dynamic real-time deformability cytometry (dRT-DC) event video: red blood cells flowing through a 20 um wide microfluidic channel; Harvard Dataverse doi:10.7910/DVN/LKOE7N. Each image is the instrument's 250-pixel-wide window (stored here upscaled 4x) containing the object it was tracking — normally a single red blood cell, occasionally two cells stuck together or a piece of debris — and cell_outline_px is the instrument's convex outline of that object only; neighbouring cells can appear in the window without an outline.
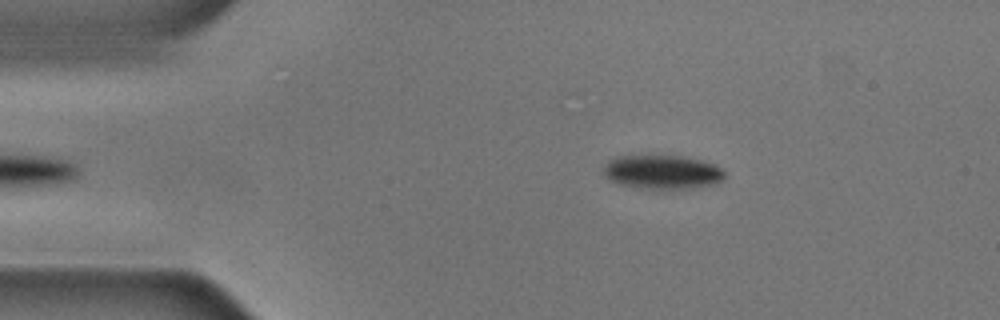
{"species": "common noctule bat (a hibernating species)", "species_latin": "Nyctalus noctula", "temperature_condition": "cold", "stored_images_in_passage": 40, "camera_frame_rate_fps": 3000, "um_per_image_px": 0.085, "animal": {"sex": "male", "body_mass_g": 17.9, "forearm_length_mm": 54.2}, "frame": {"image": 1, "passage_image": 2, "time_ms": 0.333, "image_size_px": [1000, 320], "cell_outline_px": [[724, 176], [716, 184], [692, 188], [640, 188], [616, 184], [604, 176], [600, 172], [604, 164], [616, 156], [684, 156], [700, 160], [712, 164], [720, 168], [724, 172]], "centroid_in_image_um": [56.21, 14.62], "position_along_channel_um": 28.8, "area_um2": 23.99}}
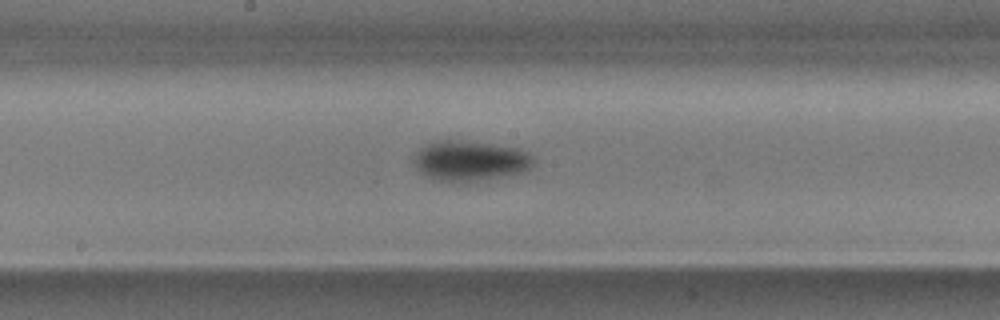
{"frame": {"image": 2, "passage_image": 21, "time_ms": 6.667, "image_size_px": [1000, 320], "cell_outline_px": [[536, 164], [528, 172], [476, 184], [456, 184], [432, 180], [424, 176], [416, 168], [412, 160], [412, 156], [424, 144], [436, 140], [456, 140], [492, 144], [520, 148], [528, 152], [536, 160]], "centroid_in_image_um": [39.99, 13.74], "position_along_channel_um": 208.2, "area_um2": 30.0}}
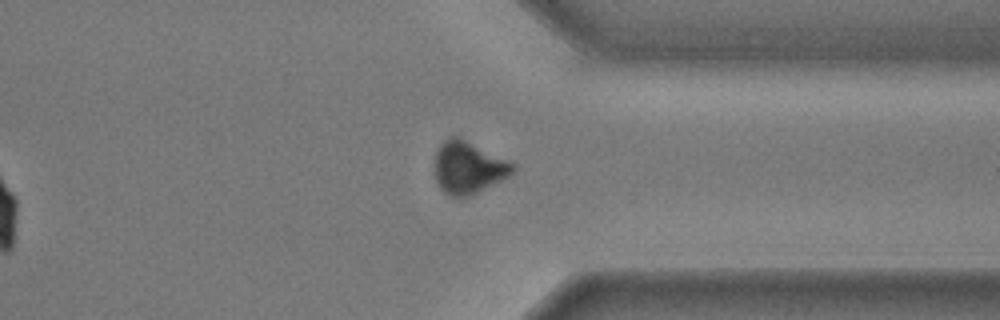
{"frame": {"image": 3, "passage_image": 35, "time_ms": 11.333, "image_size_px": [1000, 320], "cell_outline_px": [[516, 168], [508, 176], [468, 196], [448, 196], [440, 188], [436, 180], [436, 152], [440, 144], [448, 136], [456, 136], [508, 160], [516, 164]], "centroid_in_image_um": [39.79, 14.23], "position_along_channel_um": 371.6, "area_um2": 23.24}, "authors_computed_cell_mechanics": {"area_um2": 28.4665, "velocity_mm_per_s": 3.576, "shape_relaxation_time_tau1_ms": 3.573, "shape_relaxation_time_tau2_ms": null, "deformation_change_tau1": 0.1165, "deformation_change_tau2": null}}